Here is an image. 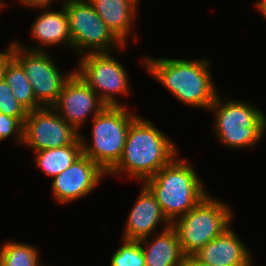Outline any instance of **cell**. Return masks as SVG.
<instances>
[{
    "mask_svg": "<svg viewBox=\"0 0 266 266\" xmlns=\"http://www.w3.org/2000/svg\"><path fill=\"white\" fill-rule=\"evenodd\" d=\"M178 152L166 134L150 120L138 116L129 127L121 158L107 175L125 172L144 183L177 157Z\"/></svg>",
    "mask_w": 266,
    "mask_h": 266,
    "instance_id": "6da1fadb",
    "label": "cell"
},
{
    "mask_svg": "<svg viewBox=\"0 0 266 266\" xmlns=\"http://www.w3.org/2000/svg\"><path fill=\"white\" fill-rule=\"evenodd\" d=\"M151 74L177 100L189 106L207 109L219 95L206 59L143 58Z\"/></svg>",
    "mask_w": 266,
    "mask_h": 266,
    "instance_id": "7a4b0ae2",
    "label": "cell"
},
{
    "mask_svg": "<svg viewBox=\"0 0 266 266\" xmlns=\"http://www.w3.org/2000/svg\"><path fill=\"white\" fill-rule=\"evenodd\" d=\"M178 158L175 157L144 182L171 223L208 195L195 168L186 159Z\"/></svg>",
    "mask_w": 266,
    "mask_h": 266,
    "instance_id": "3957f363",
    "label": "cell"
},
{
    "mask_svg": "<svg viewBox=\"0 0 266 266\" xmlns=\"http://www.w3.org/2000/svg\"><path fill=\"white\" fill-rule=\"evenodd\" d=\"M137 117L123 105L106 106L92 118V144L80 132L82 153L108 173L121 158L127 132Z\"/></svg>",
    "mask_w": 266,
    "mask_h": 266,
    "instance_id": "277c9868",
    "label": "cell"
},
{
    "mask_svg": "<svg viewBox=\"0 0 266 266\" xmlns=\"http://www.w3.org/2000/svg\"><path fill=\"white\" fill-rule=\"evenodd\" d=\"M224 103L217 95L209 108L215 114L214 132L229 148L254 147L266 131V116L256 106L241 100Z\"/></svg>",
    "mask_w": 266,
    "mask_h": 266,
    "instance_id": "5b68a950",
    "label": "cell"
},
{
    "mask_svg": "<svg viewBox=\"0 0 266 266\" xmlns=\"http://www.w3.org/2000/svg\"><path fill=\"white\" fill-rule=\"evenodd\" d=\"M232 209L208 193L193 209L178 217L176 229L183 254L194 255L208 242L221 235L232 222Z\"/></svg>",
    "mask_w": 266,
    "mask_h": 266,
    "instance_id": "8992f818",
    "label": "cell"
},
{
    "mask_svg": "<svg viewBox=\"0 0 266 266\" xmlns=\"http://www.w3.org/2000/svg\"><path fill=\"white\" fill-rule=\"evenodd\" d=\"M62 4L67 12L72 49L80 55L112 53L113 50L125 48L88 0H64Z\"/></svg>",
    "mask_w": 266,
    "mask_h": 266,
    "instance_id": "52a82bcc",
    "label": "cell"
},
{
    "mask_svg": "<svg viewBox=\"0 0 266 266\" xmlns=\"http://www.w3.org/2000/svg\"><path fill=\"white\" fill-rule=\"evenodd\" d=\"M89 53L81 55L75 72L97 93L106 106H121L117 95H128L129 77L113 53ZM100 92V93H99Z\"/></svg>",
    "mask_w": 266,
    "mask_h": 266,
    "instance_id": "ba28073f",
    "label": "cell"
},
{
    "mask_svg": "<svg viewBox=\"0 0 266 266\" xmlns=\"http://www.w3.org/2000/svg\"><path fill=\"white\" fill-rule=\"evenodd\" d=\"M47 51L26 50L13 43V58L22 66L36 101L42 107H52L57 101L65 83L75 73L61 74L55 61Z\"/></svg>",
    "mask_w": 266,
    "mask_h": 266,
    "instance_id": "9c48e42d",
    "label": "cell"
},
{
    "mask_svg": "<svg viewBox=\"0 0 266 266\" xmlns=\"http://www.w3.org/2000/svg\"><path fill=\"white\" fill-rule=\"evenodd\" d=\"M80 137L52 107H41L27 113L23 123L22 145L39 151L73 144Z\"/></svg>",
    "mask_w": 266,
    "mask_h": 266,
    "instance_id": "30bf717a",
    "label": "cell"
},
{
    "mask_svg": "<svg viewBox=\"0 0 266 266\" xmlns=\"http://www.w3.org/2000/svg\"><path fill=\"white\" fill-rule=\"evenodd\" d=\"M106 107L83 79L75 72L65 83L52 108L80 133V129L92 114L93 118Z\"/></svg>",
    "mask_w": 266,
    "mask_h": 266,
    "instance_id": "8fae6325",
    "label": "cell"
},
{
    "mask_svg": "<svg viewBox=\"0 0 266 266\" xmlns=\"http://www.w3.org/2000/svg\"><path fill=\"white\" fill-rule=\"evenodd\" d=\"M107 173L94 161L82 154L66 170L52 180L56 201L71 203L83 198L97 187Z\"/></svg>",
    "mask_w": 266,
    "mask_h": 266,
    "instance_id": "7c38bea8",
    "label": "cell"
},
{
    "mask_svg": "<svg viewBox=\"0 0 266 266\" xmlns=\"http://www.w3.org/2000/svg\"><path fill=\"white\" fill-rule=\"evenodd\" d=\"M141 193L130 210L127 218L123 239L139 241L150 238L158 224L163 223L168 228L172 223L163 214L154 194L143 184Z\"/></svg>",
    "mask_w": 266,
    "mask_h": 266,
    "instance_id": "4fadbf2b",
    "label": "cell"
},
{
    "mask_svg": "<svg viewBox=\"0 0 266 266\" xmlns=\"http://www.w3.org/2000/svg\"><path fill=\"white\" fill-rule=\"evenodd\" d=\"M231 228L208 242L194 256L212 266H252L249 249Z\"/></svg>",
    "mask_w": 266,
    "mask_h": 266,
    "instance_id": "5bb4252c",
    "label": "cell"
},
{
    "mask_svg": "<svg viewBox=\"0 0 266 266\" xmlns=\"http://www.w3.org/2000/svg\"><path fill=\"white\" fill-rule=\"evenodd\" d=\"M61 7L60 11L45 10L32 24L30 29L31 35L35 40H38L37 42L40 43V46L27 48L23 45H18L26 50L32 51H47L43 48L44 46L47 47L46 45L51 46L56 44H64L68 48H72L67 12L63 5Z\"/></svg>",
    "mask_w": 266,
    "mask_h": 266,
    "instance_id": "9a60e30c",
    "label": "cell"
},
{
    "mask_svg": "<svg viewBox=\"0 0 266 266\" xmlns=\"http://www.w3.org/2000/svg\"><path fill=\"white\" fill-rule=\"evenodd\" d=\"M111 32L126 46L139 0H88Z\"/></svg>",
    "mask_w": 266,
    "mask_h": 266,
    "instance_id": "2e32d148",
    "label": "cell"
},
{
    "mask_svg": "<svg viewBox=\"0 0 266 266\" xmlns=\"http://www.w3.org/2000/svg\"><path fill=\"white\" fill-rule=\"evenodd\" d=\"M148 241V237L139 240L146 266H184L186 256L182 252L177 231L172 225L164 228L153 241Z\"/></svg>",
    "mask_w": 266,
    "mask_h": 266,
    "instance_id": "e0dca14e",
    "label": "cell"
},
{
    "mask_svg": "<svg viewBox=\"0 0 266 266\" xmlns=\"http://www.w3.org/2000/svg\"><path fill=\"white\" fill-rule=\"evenodd\" d=\"M82 154V143L79 137L71 145L35 151L34 157L36 165L46 175L54 178L66 170Z\"/></svg>",
    "mask_w": 266,
    "mask_h": 266,
    "instance_id": "ac0fdd59",
    "label": "cell"
},
{
    "mask_svg": "<svg viewBox=\"0 0 266 266\" xmlns=\"http://www.w3.org/2000/svg\"><path fill=\"white\" fill-rule=\"evenodd\" d=\"M5 82L12 89L16 100L29 112L42 106L36 101L32 86L22 66L12 58L4 71Z\"/></svg>",
    "mask_w": 266,
    "mask_h": 266,
    "instance_id": "d6986e66",
    "label": "cell"
},
{
    "mask_svg": "<svg viewBox=\"0 0 266 266\" xmlns=\"http://www.w3.org/2000/svg\"><path fill=\"white\" fill-rule=\"evenodd\" d=\"M0 247L3 266H40L39 252L34 246L8 241Z\"/></svg>",
    "mask_w": 266,
    "mask_h": 266,
    "instance_id": "ffe728a7",
    "label": "cell"
},
{
    "mask_svg": "<svg viewBox=\"0 0 266 266\" xmlns=\"http://www.w3.org/2000/svg\"><path fill=\"white\" fill-rule=\"evenodd\" d=\"M122 241V246L112 255L110 266H146L140 242L125 239Z\"/></svg>",
    "mask_w": 266,
    "mask_h": 266,
    "instance_id": "44dd1931",
    "label": "cell"
},
{
    "mask_svg": "<svg viewBox=\"0 0 266 266\" xmlns=\"http://www.w3.org/2000/svg\"><path fill=\"white\" fill-rule=\"evenodd\" d=\"M0 113L18 118L24 123L28 111L16 100L12 89L3 79L0 81Z\"/></svg>",
    "mask_w": 266,
    "mask_h": 266,
    "instance_id": "7402d4cb",
    "label": "cell"
},
{
    "mask_svg": "<svg viewBox=\"0 0 266 266\" xmlns=\"http://www.w3.org/2000/svg\"><path fill=\"white\" fill-rule=\"evenodd\" d=\"M12 135L18 145L22 144L23 123L18 118L0 113V141Z\"/></svg>",
    "mask_w": 266,
    "mask_h": 266,
    "instance_id": "603a6c76",
    "label": "cell"
},
{
    "mask_svg": "<svg viewBox=\"0 0 266 266\" xmlns=\"http://www.w3.org/2000/svg\"><path fill=\"white\" fill-rule=\"evenodd\" d=\"M13 58V42L6 47L4 52L0 51V81L4 78V71L8 62Z\"/></svg>",
    "mask_w": 266,
    "mask_h": 266,
    "instance_id": "cb8c5ba5",
    "label": "cell"
},
{
    "mask_svg": "<svg viewBox=\"0 0 266 266\" xmlns=\"http://www.w3.org/2000/svg\"><path fill=\"white\" fill-rule=\"evenodd\" d=\"M53 0H20L21 4L23 3L25 6H29L30 8L34 7L35 9L38 7L46 9V7L51 5Z\"/></svg>",
    "mask_w": 266,
    "mask_h": 266,
    "instance_id": "d4e9b609",
    "label": "cell"
},
{
    "mask_svg": "<svg viewBox=\"0 0 266 266\" xmlns=\"http://www.w3.org/2000/svg\"><path fill=\"white\" fill-rule=\"evenodd\" d=\"M184 266H212L198 260L194 255L185 258Z\"/></svg>",
    "mask_w": 266,
    "mask_h": 266,
    "instance_id": "484cf974",
    "label": "cell"
},
{
    "mask_svg": "<svg viewBox=\"0 0 266 266\" xmlns=\"http://www.w3.org/2000/svg\"><path fill=\"white\" fill-rule=\"evenodd\" d=\"M255 5L257 6L258 11L260 10L262 15L266 18V0L257 1Z\"/></svg>",
    "mask_w": 266,
    "mask_h": 266,
    "instance_id": "4316f807",
    "label": "cell"
},
{
    "mask_svg": "<svg viewBox=\"0 0 266 266\" xmlns=\"http://www.w3.org/2000/svg\"><path fill=\"white\" fill-rule=\"evenodd\" d=\"M3 6H4V2H2V0H0V10L2 9Z\"/></svg>",
    "mask_w": 266,
    "mask_h": 266,
    "instance_id": "83f0119b",
    "label": "cell"
}]
</instances>
